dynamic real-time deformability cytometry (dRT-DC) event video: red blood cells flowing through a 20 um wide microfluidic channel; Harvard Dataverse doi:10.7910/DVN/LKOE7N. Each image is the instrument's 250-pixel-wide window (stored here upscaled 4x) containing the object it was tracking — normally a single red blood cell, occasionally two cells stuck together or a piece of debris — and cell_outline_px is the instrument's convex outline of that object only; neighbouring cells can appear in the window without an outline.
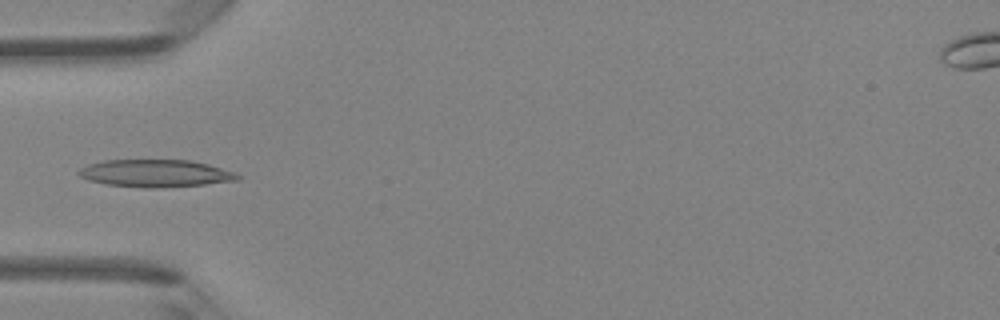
{"species": "Egyptian fruit bat (a non-hibernating species)", "species_latin": "Rousettus aegyptiacus", "temperature_condition": "room temperature", "stored_images_in_passage": 5, "camera_frame_rate_fps": 3000, "um_per_image_px": 0.085, "animal": {"sex": "female"}, "frame": {"image": 1, "passage_image": 4, "time_ms": 1.0, "image_size_px": [1000, 320], "cell_outline_px": [[240, 180], [204, 184], [156, 188], [144, 188], [108, 184], [88, 180], [80, 176], [76, 172], [80, 168], [88, 164], [104, 160], [188, 160], [208, 164], [236, 172], [240, 176]], "centroid_in_image_um": [13.22, 14.73], "position_along_channel_um": 71.8, "area_um2": 25.37}}
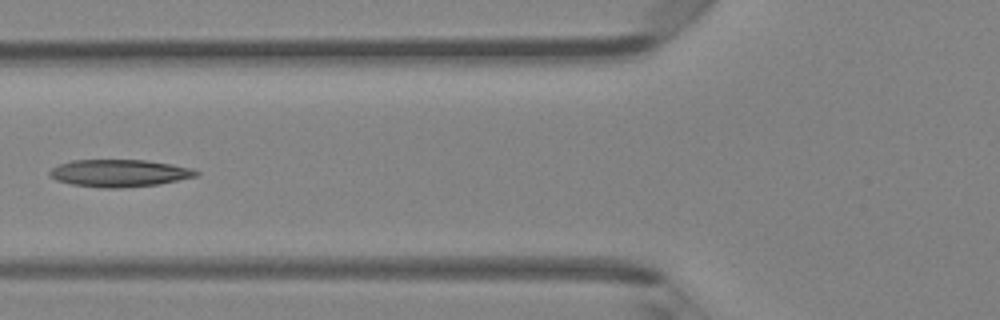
{"frame": {"image": 2, "passage_image": 5, "time_ms": 1.333, "image_size_px": [1000, 320], "cell_outline_px": [[200, 172], [196, 176], [156, 184], [120, 188], [100, 188], [72, 184], [56, 180], [48, 176], [48, 172], [52, 168], [60, 164], [72, 160], [144, 160], [172, 164], [192, 168]], "centroid_in_image_um": [10.1, 14.71], "position_along_channel_um": 115.7, "area_um2": 23.18}}